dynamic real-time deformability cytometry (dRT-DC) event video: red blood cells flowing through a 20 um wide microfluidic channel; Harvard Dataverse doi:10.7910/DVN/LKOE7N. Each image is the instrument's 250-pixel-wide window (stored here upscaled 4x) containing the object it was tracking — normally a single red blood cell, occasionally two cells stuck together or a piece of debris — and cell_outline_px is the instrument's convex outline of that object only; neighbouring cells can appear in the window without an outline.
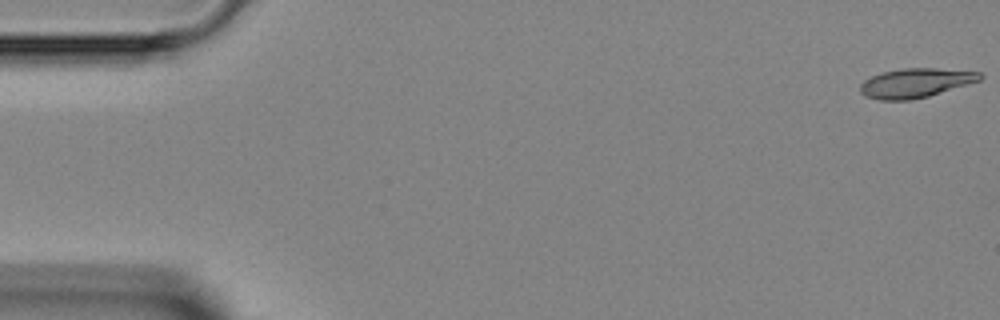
{"species": "Egyptian fruit bat (a non-hibernating species)", "species_latin": "Rousettus aegyptiacus", "temperature_condition": "room temperature", "stored_images_in_passage": 42, "camera_frame_rate_fps": 3000, "um_per_image_px": 0.085, "animal": {"sex": "female"}, "frame": {"image": 1, "passage_image": 1, "time_ms": 0.0, "image_size_px": [1000, 320], "cell_outline_px": [[984, 76], [980, 80], [968, 84], [928, 96], [908, 100], [880, 100], [864, 96], [860, 92], [860, 84], [864, 80], [872, 76], [884, 72], [904, 68], [936, 68], [980, 72]], "centroid_in_image_um": [77.81, 7.05], "position_along_channel_um": 7.2, "area_um2": 20.29}}
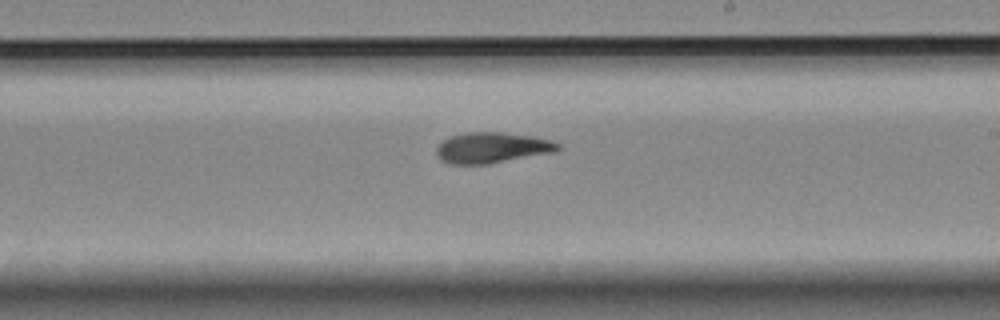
{"frame": {"image": 2, "passage_image": 27, "time_ms": 8.667, "image_size_px": [1000, 320], "cell_outline_px": [[560, 148], [552, 152], [488, 164], [448, 164], [440, 160], [436, 156], [436, 148], [444, 140], [452, 136], [468, 132], [500, 132], [532, 136], [548, 140], [560, 144]], "centroid_in_image_um": [41.77, 12.56], "position_along_channel_um": 247.2, "area_um2": 21.5}}
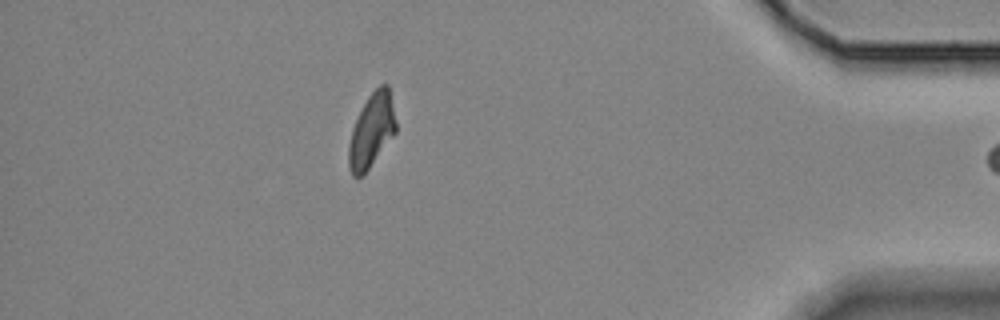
{"frame": {"image": 3, "passage_image": 41, "time_ms": 13.333, "image_size_px": [1000, 320], "cell_outline_px": [[396, 132], [368, 168], [360, 176], [352, 176], [348, 168], [348, 144], [352, 128], [368, 96], [380, 84], [388, 84], [396, 120]], "centroid_in_image_um": [31.57, 11.08], "position_along_channel_um": 403.6, "area_um2": 20.0}}